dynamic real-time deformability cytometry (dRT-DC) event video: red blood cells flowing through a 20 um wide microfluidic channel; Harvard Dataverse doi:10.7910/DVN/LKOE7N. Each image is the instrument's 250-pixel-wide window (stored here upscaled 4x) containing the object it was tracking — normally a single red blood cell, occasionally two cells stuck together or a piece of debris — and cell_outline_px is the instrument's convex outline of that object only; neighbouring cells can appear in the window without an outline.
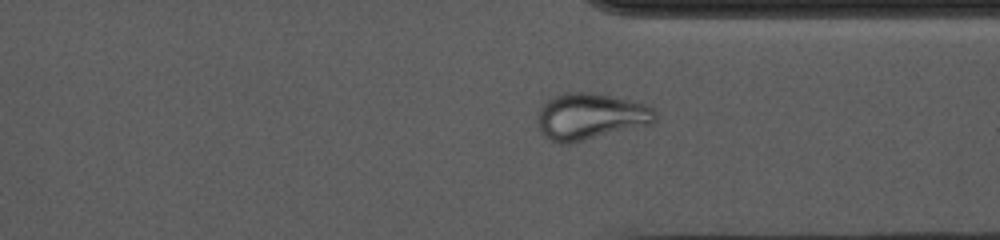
{"species": "common noctule bat (a hibernating species)", "species_latin": "Nyctalus noctula", "temperature_condition": "cold", "stored_images_in_passage": 53, "camera_frame_rate_fps": 3000, "um_per_image_px": 0.085, "animal": {"sex": "female", "body_mass_g": 10.0, "forearm_length_mm": 53.1}, "frame": {"image": 1, "passage_image": 39, "time_ms": 12.667, "image_size_px": [1000, 240], "cell_outline_px": [[656, 120], [652, 124], [568, 144], [556, 144], [544, 136], [540, 132], [536, 124], [536, 120], [540, 108], [544, 100], [568, 92], [596, 92], [652, 104], [656, 108]], "centroid_in_image_um": [50.2, 9.89], "position_along_channel_um": 361.2, "area_um2": 32.77}}
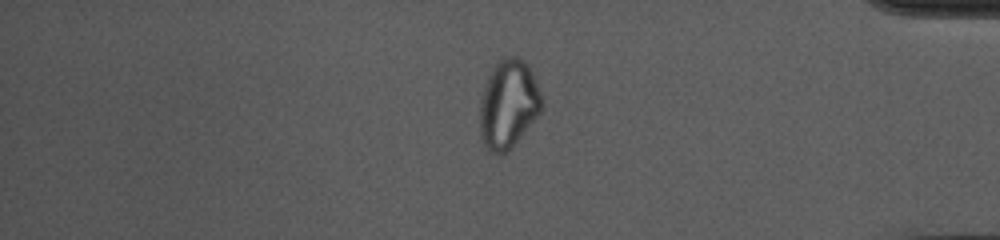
{"frame": {"image": 2, "passage_image": 44, "time_ms": 14.333, "image_size_px": [1000, 240], "cell_outline_px": [[544, 104], [540, 112], [512, 148], [500, 156], [492, 152], [480, 140], [480, 96], [488, 76], [492, 68], [504, 56], [516, 56], [524, 60], [528, 64], [532, 72], [540, 92]], "centroid_in_image_um": [43.2, 8.86], "position_along_channel_um": 392.0, "area_um2": 32.19}}
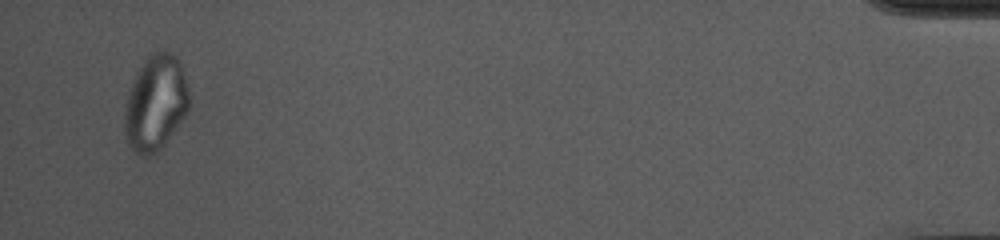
{"frame": {"image": 3, "passage_image": 51, "time_ms": 16.667, "image_size_px": [1000, 240], "cell_outline_px": [[188, 108], [184, 116], [164, 144], [156, 152], [148, 156], [140, 156], [128, 144], [124, 132], [124, 104], [132, 84], [144, 60], [152, 52], [164, 48], [172, 52], [180, 60], [188, 88]], "centroid_in_image_um": [13.21, 8.72], "position_along_channel_um": 422.0, "area_um2": 35.84}, "authors_computed_cell_mechanics": {"area_um2": 29.478, "velocity_mm_per_s": 3.6746, "shape_relaxation_time_tau1_ms": null, "shape_relaxation_time_tau2_ms": 2.4578, "deformation_change_tau1": null, "deformation_change_tau2": 0.0894}}